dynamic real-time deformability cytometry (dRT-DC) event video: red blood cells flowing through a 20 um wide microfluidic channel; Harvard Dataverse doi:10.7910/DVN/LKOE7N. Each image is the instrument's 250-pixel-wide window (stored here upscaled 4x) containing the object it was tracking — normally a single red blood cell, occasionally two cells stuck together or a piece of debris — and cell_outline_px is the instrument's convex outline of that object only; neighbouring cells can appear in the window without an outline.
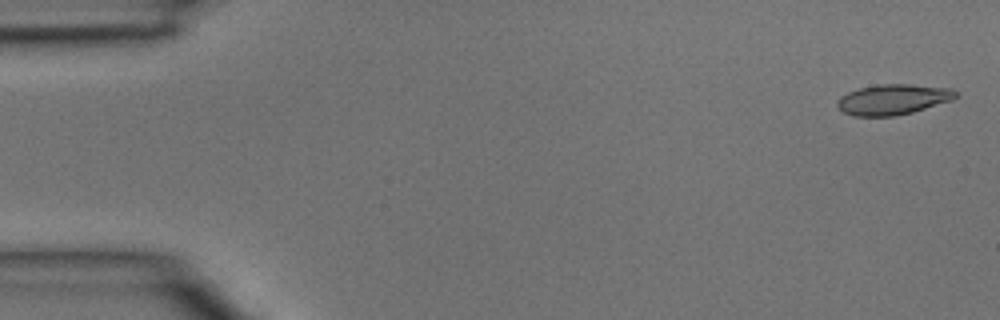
{"species": "common noctule bat (a hibernating species)", "species_latin": "Nyctalus noctula", "temperature_condition": "room temperature", "stored_images_in_passage": 4, "camera_frame_rate_fps": 3000, "um_per_image_px": 0.085, "animal": {"sex": "male", "body_mass_g": 15.6}, "frame": {"image": 1, "passage_image": 1, "time_ms": 0.0, "image_size_px": [1000, 320], "cell_outline_px": [[956, 96], [952, 100], [912, 112], [892, 116], [852, 116], [844, 112], [836, 104], [836, 100], [840, 96], [848, 92], [860, 88], [880, 84], [912, 84], [952, 88], [956, 92]], "centroid_in_image_um": [75.89, 8.45], "position_along_channel_um": 9.1, "area_um2": 20.92}}
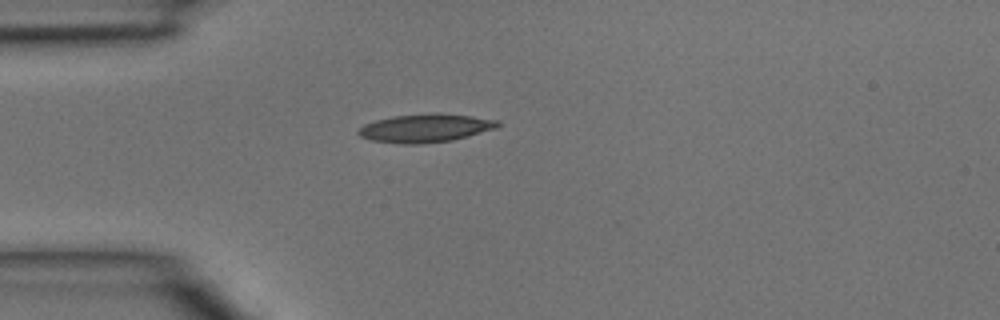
{"frame": {"image": 2, "passage_image": 4, "time_ms": 1.0, "image_size_px": [1000, 320], "cell_outline_px": [[500, 124], [496, 128], [468, 136], [452, 140], [416, 144], [404, 144], [372, 140], [360, 136], [356, 132], [364, 124], [376, 120], [392, 116], [472, 116], [500, 120]], "centroid_in_image_um": [36.13, 10.93], "position_along_channel_um": 48.9, "area_um2": 21.85}}